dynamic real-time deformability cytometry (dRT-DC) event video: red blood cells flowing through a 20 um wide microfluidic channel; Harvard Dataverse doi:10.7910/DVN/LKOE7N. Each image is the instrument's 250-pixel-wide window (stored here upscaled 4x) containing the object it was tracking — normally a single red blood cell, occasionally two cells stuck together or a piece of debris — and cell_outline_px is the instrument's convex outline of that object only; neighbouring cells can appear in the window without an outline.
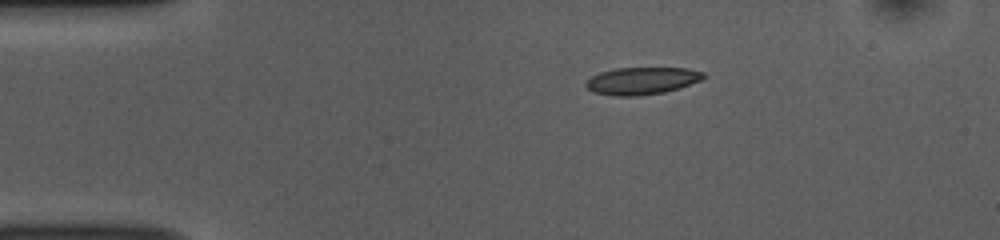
{"species": "common noctule bat (a hibernating species)", "species_latin": "Nyctalus noctula", "temperature_condition": "room temperature", "stored_images_in_passage": 44, "camera_frame_rate_fps": 3000, "um_per_image_px": 0.085, "animal": {"sex": "female", "body_mass_g": 10.0, "forearm_length_mm": 53.1}, "frame": {"image": 1, "passage_image": 1, "time_ms": 0.0, "image_size_px": [1000, 240], "cell_outline_px": [[708, 76], [700, 80], [680, 88], [664, 92], [636, 96], [616, 96], [592, 92], [584, 84], [592, 76], [600, 72], [616, 68], [688, 68], [704, 72]], "centroid_in_image_um": [54.58, 6.86], "position_along_channel_um": 30.4, "area_um2": 18.73}}
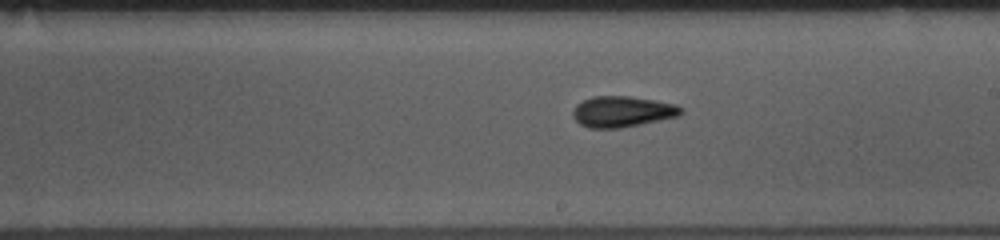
{"frame": {"image": 2, "passage_image": 21, "time_ms": 6.667, "image_size_px": [1000, 240], "cell_outline_px": [[684, 112], [680, 116], [620, 128], [588, 128], [580, 124], [572, 116], [572, 112], [576, 104], [592, 96], [628, 96], [656, 100], [676, 104], [684, 108]], "centroid_in_image_um": [52.92, 9.48], "position_along_channel_um": 236.1, "area_um2": 19.65}}
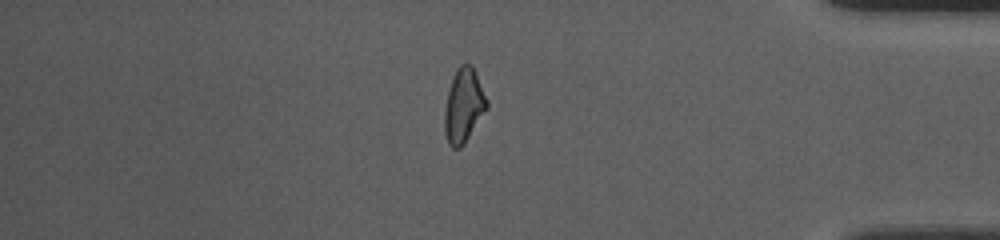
{"frame": {"image": 3, "passage_image": 36, "time_ms": 11.667, "image_size_px": [1000, 240], "cell_outline_px": [[488, 108], [464, 144], [460, 148], [452, 148], [448, 144], [444, 132], [444, 112], [448, 92], [452, 76], [456, 68], [460, 64], [472, 64], [488, 100]], "centroid_in_image_um": [39.41, 8.97], "position_along_channel_um": 395.8, "area_um2": 18.44}, "authors_computed_cell_mechanics": {"area_um2": 18.7561, "velocity_mm_per_s": 3.7976, "shape_relaxation_time_tau1_ms": 3.7239, "shape_relaxation_time_tau2_ms": 2.8363, "deformation_change_tau1": 0.136, "deformation_change_tau2": 0.1021}}